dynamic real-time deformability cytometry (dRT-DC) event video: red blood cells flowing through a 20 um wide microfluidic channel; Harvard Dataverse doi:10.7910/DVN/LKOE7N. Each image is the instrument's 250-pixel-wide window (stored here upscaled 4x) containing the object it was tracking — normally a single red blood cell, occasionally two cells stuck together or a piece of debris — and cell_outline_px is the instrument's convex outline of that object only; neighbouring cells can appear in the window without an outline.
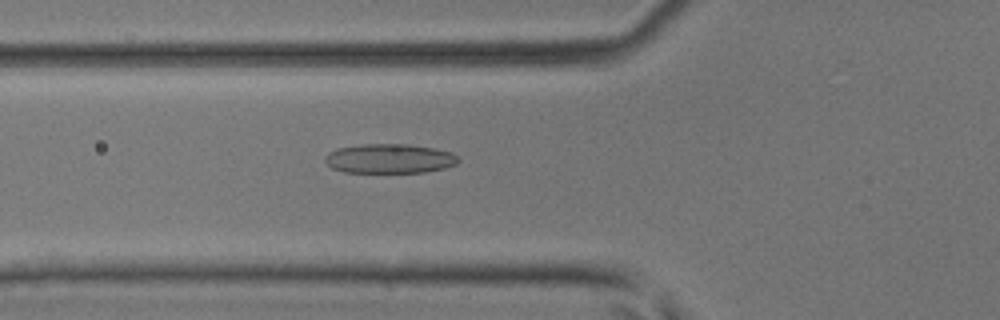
{"species": "common noctule bat (a hibernating species)", "species_latin": "Nyctalus noctula", "temperature_condition": "room temperature", "stored_images_in_passage": 10, "camera_frame_rate_fps": 3000, "um_per_image_px": 0.085, "animal": {"sex": "male", "body_mass_g": 17.9, "forearm_length_mm": 54.2}, "frame": {"image": 1, "passage_image": 9, "time_ms": 2.667, "image_size_px": [1000, 320], "cell_outline_px": [[460, 160], [456, 164], [444, 168], [424, 172], [344, 172], [332, 168], [324, 160], [324, 156], [328, 152], [336, 148], [360, 144], [408, 144], [432, 148], [452, 152]], "centroid_in_image_um": [33.07, 13.47], "position_along_channel_um": 92.7, "area_um2": 22.89}}